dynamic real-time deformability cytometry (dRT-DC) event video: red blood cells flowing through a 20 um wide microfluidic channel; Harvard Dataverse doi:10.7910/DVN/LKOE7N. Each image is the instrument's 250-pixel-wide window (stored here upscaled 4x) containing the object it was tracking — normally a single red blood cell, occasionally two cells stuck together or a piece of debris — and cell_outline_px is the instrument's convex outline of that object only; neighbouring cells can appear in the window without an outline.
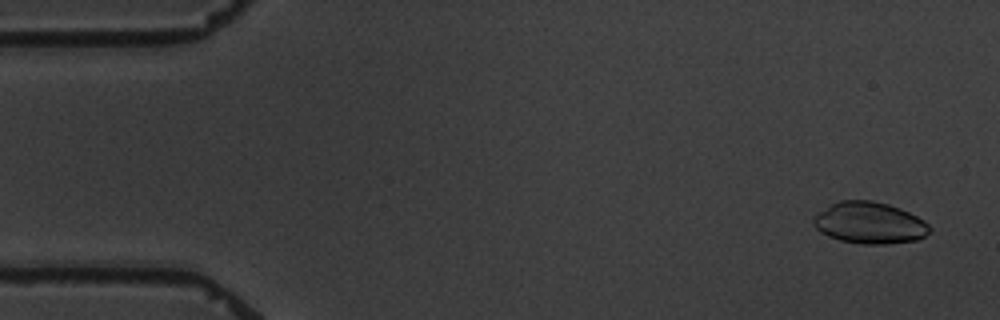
{"species": "common noctule bat (a hibernating species)", "species_latin": "Nyctalus noctula", "temperature_condition": "warm", "stored_images_in_passage": 4, "camera_frame_rate_fps": 3000, "um_per_image_px": 0.085, "animal": {"sex": "male", "body_mass_g": 19.5, "forearm_length_mm": 54.6}, "frame": {"image": 1, "passage_image": 1, "time_ms": 0.0, "image_size_px": [1000, 320], "cell_outline_px": [[932, 228], [924, 236], [916, 240], [888, 244], [860, 244], [840, 240], [828, 236], [820, 232], [816, 228], [812, 220], [812, 216], [832, 204], [840, 200], [872, 200], [888, 204], [900, 208], [924, 220]], "centroid_in_image_um": [73.9, 18.95], "position_along_channel_um": 11.1, "area_um2": 28.21}}